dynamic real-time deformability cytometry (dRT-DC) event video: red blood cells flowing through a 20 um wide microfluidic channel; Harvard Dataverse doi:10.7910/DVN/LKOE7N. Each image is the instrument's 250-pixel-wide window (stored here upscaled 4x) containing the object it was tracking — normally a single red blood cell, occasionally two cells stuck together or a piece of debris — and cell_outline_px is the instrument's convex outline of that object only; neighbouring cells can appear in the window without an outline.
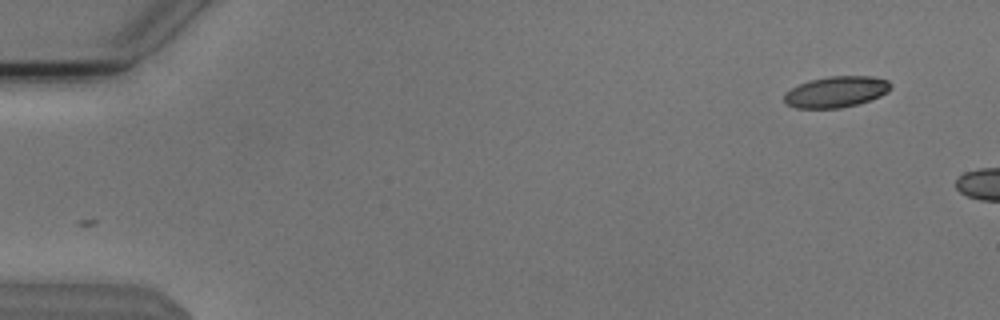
{"species": "Egyptian fruit bat (a non-hibernating species)", "species_latin": "Rousettus aegyptiacus", "temperature_condition": "cold", "stored_images_in_passage": 8, "camera_frame_rate_fps": 3000, "um_per_image_px": 0.085, "animal": {"sex": "male"}, "frame": {"image": 1, "passage_image": 1, "time_ms": 0.0, "image_size_px": [1000, 320], "cell_outline_px": [[892, 88], [888, 92], [880, 96], [856, 104], [840, 108], [796, 108], [788, 104], [784, 100], [784, 92], [808, 80], [828, 76], [872, 76], [888, 80], [892, 84]], "centroid_in_image_um": [71.09, 7.79], "position_along_channel_um": 13.9, "area_um2": 19.31}}